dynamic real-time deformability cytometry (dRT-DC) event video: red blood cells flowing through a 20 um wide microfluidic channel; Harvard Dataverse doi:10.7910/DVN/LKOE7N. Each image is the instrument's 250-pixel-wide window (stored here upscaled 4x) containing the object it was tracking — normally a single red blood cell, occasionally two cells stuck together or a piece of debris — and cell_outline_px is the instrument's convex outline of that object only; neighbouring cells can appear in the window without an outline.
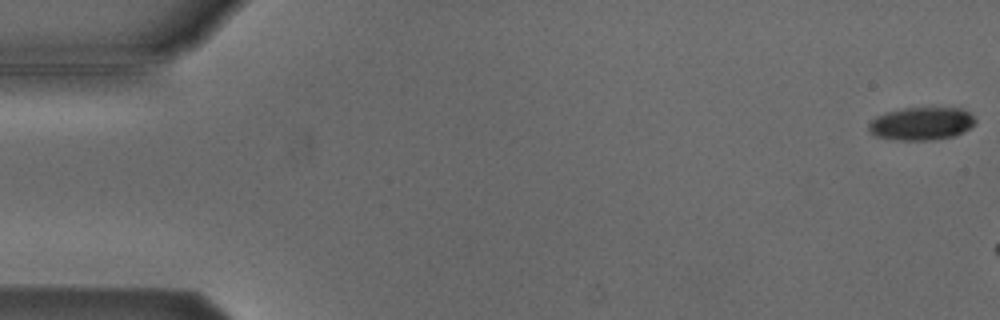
{"species": "Egyptian fruit bat (a non-hibernating species)", "species_latin": "Rousettus aegyptiacus", "temperature_condition": "cold", "stored_images_in_passage": 7, "camera_frame_rate_fps": 3000, "um_per_image_px": 0.085, "animal": {"sex": "male"}, "frame": {"image": 1, "passage_image": 1, "time_ms": 0.0, "image_size_px": [1000, 320], "cell_outline_px": [[976, 124], [952, 136], [928, 140], [900, 140], [876, 136], [868, 128], [868, 124], [876, 116], [884, 112], [904, 108], [960, 108], [968, 112], [976, 120]], "centroid_in_image_um": [78.3, 10.49], "position_along_channel_um": 6.7, "area_um2": 20.17}}